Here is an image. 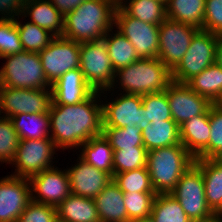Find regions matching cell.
<instances>
[{
    "mask_svg": "<svg viewBox=\"0 0 222 222\" xmlns=\"http://www.w3.org/2000/svg\"><path fill=\"white\" fill-rule=\"evenodd\" d=\"M52 89H27L0 86V107L4 117L16 114L48 113Z\"/></svg>",
    "mask_w": 222,
    "mask_h": 222,
    "instance_id": "obj_13",
    "label": "cell"
},
{
    "mask_svg": "<svg viewBox=\"0 0 222 222\" xmlns=\"http://www.w3.org/2000/svg\"><path fill=\"white\" fill-rule=\"evenodd\" d=\"M73 167L67 169L71 193L82 197L95 198L113 177L94 166L87 164L80 157Z\"/></svg>",
    "mask_w": 222,
    "mask_h": 222,
    "instance_id": "obj_19",
    "label": "cell"
},
{
    "mask_svg": "<svg viewBox=\"0 0 222 222\" xmlns=\"http://www.w3.org/2000/svg\"><path fill=\"white\" fill-rule=\"evenodd\" d=\"M80 70L95 91L111 89L115 70L103 39L80 43Z\"/></svg>",
    "mask_w": 222,
    "mask_h": 222,
    "instance_id": "obj_8",
    "label": "cell"
},
{
    "mask_svg": "<svg viewBox=\"0 0 222 222\" xmlns=\"http://www.w3.org/2000/svg\"><path fill=\"white\" fill-rule=\"evenodd\" d=\"M134 222H155L153 217L150 215V216H147L145 218H142V219H138Z\"/></svg>",
    "mask_w": 222,
    "mask_h": 222,
    "instance_id": "obj_46",
    "label": "cell"
},
{
    "mask_svg": "<svg viewBox=\"0 0 222 222\" xmlns=\"http://www.w3.org/2000/svg\"><path fill=\"white\" fill-rule=\"evenodd\" d=\"M120 97L112 102L102 103L103 127H139L143 131L149 121H146L142 96L120 93ZM108 102V103H107Z\"/></svg>",
    "mask_w": 222,
    "mask_h": 222,
    "instance_id": "obj_14",
    "label": "cell"
},
{
    "mask_svg": "<svg viewBox=\"0 0 222 222\" xmlns=\"http://www.w3.org/2000/svg\"><path fill=\"white\" fill-rule=\"evenodd\" d=\"M142 105L145 109L146 121L150 123L173 120L166 90L143 95Z\"/></svg>",
    "mask_w": 222,
    "mask_h": 222,
    "instance_id": "obj_39",
    "label": "cell"
},
{
    "mask_svg": "<svg viewBox=\"0 0 222 222\" xmlns=\"http://www.w3.org/2000/svg\"><path fill=\"white\" fill-rule=\"evenodd\" d=\"M172 119L179 126L185 121L206 113L213 103L194 92L185 83L172 81L166 88Z\"/></svg>",
    "mask_w": 222,
    "mask_h": 222,
    "instance_id": "obj_16",
    "label": "cell"
},
{
    "mask_svg": "<svg viewBox=\"0 0 222 222\" xmlns=\"http://www.w3.org/2000/svg\"><path fill=\"white\" fill-rule=\"evenodd\" d=\"M6 63L0 69V86L27 89H51L39 53L22 52L1 57Z\"/></svg>",
    "mask_w": 222,
    "mask_h": 222,
    "instance_id": "obj_5",
    "label": "cell"
},
{
    "mask_svg": "<svg viewBox=\"0 0 222 222\" xmlns=\"http://www.w3.org/2000/svg\"><path fill=\"white\" fill-rule=\"evenodd\" d=\"M83 147V148H81ZM80 148V158L87 164L94 166L109 173L113 177V148L104 135H99L91 138L83 143Z\"/></svg>",
    "mask_w": 222,
    "mask_h": 222,
    "instance_id": "obj_27",
    "label": "cell"
},
{
    "mask_svg": "<svg viewBox=\"0 0 222 222\" xmlns=\"http://www.w3.org/2000/svg\"><path fill=\"white\" fill-rule=\"evenodd\" d=\"M141 133V129L137 126L132 128L103 127L102 130V134L109 141L113 150L144 146Z\"/></svg>",
    "mask_w": 222,
    "mask_h": 222,
    "instance_id": "obj_38",
    "label": "cell"
},
{
    "mask_svg": "<svg viewBox=\"0 0 222 222\" xmlns=\"http://www.w3.org/2000/svg\"><path fill=\"white\" fill-rule=\"evenodd\" d=\"M141 135L148 151L180 143V128L173 120L150 123Z\"/></svg>",
    "mask_w": 222,
    "mask_h": 222,
    "instance_id": "obj_26",
    "label": "cell"
},
{
    "mask_svg": "<svg viewBox=\"0 0 222 222\" xmlns=\"http://www.w3.org/2000/svg\"><path fill=\"white\" fill-rule=\"evenodd\" d=\"M117 6L109 0H86L64 17L63 37L75 42L101 40L115 22Z\"/></svg>",
    "mask_w": 222,
    "mask_h": 222,
    "instance_id": "obj_2",
    "label": "cell"
},
{
    "mask_svg": "<svg viewBox=\"0 0 222 222\" xmlns=\"http://www.w3.org/2000/svg\"><path fill=\"white\" fill-rule=\"evenodd\" d=\"M151 216L155 222H193L171 194L155 195Z\"/></svg>",
    "mask_w": 222,
    "mask_h": 222,
    "instance_id": "obj_33",
    "label": "cell"
},
{
    "mask_svg": "<svg viewBox=\"0 0 222 222\" xmlns=\"http://www.w3.org/2000/svg\"><path fill=\"white\" fill-rule=\"evenodd\" d=\"M215 63L222 68V37L218 35Z\"/></svg>",
    "mask_w": 222,
    "mask_h": 222,
    "instance_id": "obj_45",
    "label": "cell"
},
{
    "mask_svg": "<svg viewBox=\"0 0 222 222\" xmlns=\"http://www.w3.org/2000/svg\"><path fill=\"white\" fill-rule=\"evenodd\" d=\"M210 222H222V220L219 217H216L214 220H212Z\"/></svg>",
    "mask_w": 222,
    "mask_h": 222,
    "instance_id": "obj_49",
    "label": "cell"
},
{
    "mask_svg": "<svg viewBox=\"0 0 222 222\" xmlns=\"http://www.w3.org/2000/svg\"><path fill=\"white\" fill-rule=\"evenodd\" d=\"M113 176L147 166L148 150L144 146L113 150Z\"/></svg>",
    "mask_w": 222,
    "mask_h": 222,
    "instance_id": "obj_37",
    "label": "cell"
},
{
    "mask_svg": "<svg viewBox=\"0 0 222 222\" xmlns=\"http://www.w3.org/2000/svg\"><path fill=\"white\" fill-rule=\"evenodd\" d=\"M218 34L199 29L179 64L171 71L172 81L186 83L215 63Z\"/></svg>",
    "mask_w": 222,
    "mask_h": 222,
    "instance_id": "obj_7",
    "label": "cell"
},
{
    "mask_svg": "<svg viewBox=\"0 0 222 222\" xmlns=\"http://www.w3.org/2000/svg\"><path fill=\"white\" fill-rule=\"evenodd\" d=\"M210 140L209 145L195 159L222 158V108L213 104L209 109Z\"/></svg>",
    "mask_w": 222,
    "mask_h": 222,
    "instance_id": "obj_36",
    "label": "cell"
},
{
    "mask_svg": "<svg viewBox=\"0 0 222 222\" xmlns=\"http://www.w3.org/2000/svg\"><path fill=\"white\" fill-rule=\"evenodd\" d=\"M39 56L45 76L52 85L69 70L80 68V43L56 36Z\"/></svg>",
    "mask_w": 222,
    "mask_h": 222,
    "instance_id": "obj_12",
    "label": "cell"
},
{
    "mask_svg": "<svg viewBox=\"0 0 222 222\" xmlns=\"http://www.w3.org/2000/svg\"><path fill=\"white\" fill-rule=\"evenodd\" d=\"M216 104L222 108V96L220 97V99L216 102Z\"/></svg>",
    "mask_w": 222,
    "mask_h": 222,
    "instance_id": "obj_48",
    "label": "cell"
},
{
    "mask_svg": "<svg viewBox=\"0 0 222 222\" xmlns=\"http://www.w3.org/2000/svg\"><path fill=\"white\" fill-rule=\"evenodd\" d=\"M56 210L57 219L66 222H101L93 198L71 193Z\"/></svg>",
    "mask_w": 222,
    "mask_h": 222,
    "instance_id": "obj_24",
    "label": "cell"
},
{
    "mask_svg": "<svg viewBox=\"0 0 222 222\" xmlns=\"http://www.w3.org/2000/svg\"><path fill=\"white\" fill-rule=\"evenodd\" d=\"M203 30L222 33V0H206Z\"/></svg>",
    "mask_w": 222,
    "mask_h": 222,
    "instance_id": "obj_43",
    "label": "cell"
},
{
    "mask_svg": "<svg viewBox=\"0 0 222 222\" xmlns=\"http://www.w3.org/2000/svg\"><path fill=\"white\" fill-rule=\"evenodd\" d=\"M31 201L29 178L9 175L0 179V222H18Z\"/></svg>",
    "mask_w": 222,
    "mask_h": 222,
    "instance_id": "obj_17",
    "label": "cell"
},
{
    "mask_svg": "<svg viewBox=\"0 0 222 222\" xmlns=\"http://www.w3.org/2000/svg\"><path fill=\"white\" fill-rule=\"evenodd\" d=\"M57 149L51 138L20 140L11 163L16 165L12 176L30 178L54 167L51 162Z\"/></svg>",
    "mask_w": 222,
    "mask_h": 222,
    "instance_id": "obj_11",
    "label": "cell"
},
{
    "mask_svg": "<svg viewBox=\"0 0 222 222\" xmlns=\"http://www.w3.org/2000/svg\"><path fill=\"white\" fill-rule=\"evenodd\" d=\"M101 222H129L124 192L112 180L95 198Z\"/></svg>",
    "mask_w": 222,
    "mask_h": 222,
    "instance_id": "obj_23",
    "label": "cell"
},
{
    "mask_svg": "<svg viewBox=\"0 0 222 222\" xmlns=\"http://www.w3.org/2000/svg\"><path fill=\"white\" fill-rule=\"evenodd\" d=\"M155 195L156 193L124 192V204L129 222L151 215Z\"/></svg>",
    "mask_w": 222,
    "mask_h": 222,
    "instance_id": "obj_40",
    "label": "cell"
},
{
    "mask_svg": "<svg viewBox=\"0 0 222 222\" xmlns=\"http://www.w3.org/2000/svg\"><path fill=\"white\" fill-rule=\"evenodd\" d=\"M206 0H168L167 18L203 30Z\"/></svg>",
    "mask_w": 222,
    "mask_h": 222,
    "instance_id": "obj_28",
    "label": "cell"
},
{
    "mask_svg": "<svg viewBox=\"0 0 222 222\" xmlns=\"http://www.w3.org/2000/svg\"><path fill=\"white\" fill-rule=\"evenodd\" d=\"M111 1L112 3H114L116 6H119L121 3H123V1L125 0H109Z\"/></svg>",
    "mask_w": 222,
    "mask_h": 222,
    "instance_id": "obj_47",
    "label": "cell"
},
{
    "mask_svg": "<svg viewBox=\"0 0 222 222\" xmlns=\"http://www.w3.org/2000/svg\"><path fill=\"white\" fill-rule=\"evenodd\" d=\"M51 105H74L88 99L95 90L85 81L80 68L69 70L52 84Z\"/></svg>",
    "mask_w": 222,
    "mask_h": 222,
    "instance_id": "obj_20",
    "label": "cell"
},
{
    "mask_svg": "<svg viewBox=\"0 0 222 222\" xmlns=\"http://www.w3.org/2000/svg\"><path fill=\"white\" fill-rule=\"evenodd\" d=\"M19 136L10 118H0V162L11 164L19 146Z\"/></svg>",
    "mask_w": 222,
    "mask_h": 222,
    "instance_id": "obj_41",
    "label": "cell"
},
{
    "mask_svg": "<svg viewBox=\"0 0 222 222\" xmlns=\"http://www.w3.org/2000/svg\"><path fill=\"white\" fill-rule=\"evenodd\" d=\"M117 82L121 86L117 88H121L126 94L143 96L165 91L172 82V78L171 71L159 58H141L127 67L115 71V78L111 87L113 89H107L101 91V93L105 94V91L106 93L107 91H114V86Z\"/></svg>",
    "mask_w": 222,
    "mask_h": 222,
    "instance_id": "obj_3",
    "label": "cell"
},
{
    "mask_svg": "<svg viewBox=\"0 0 222 222\" xmlns=\"http://www.w3.org/2000/svg\"><path fill=\"white\" fill-rule=\"evenodd\" d=\"M10 119L20 140L50 138V117L48 113H21Z\"/></svg>",
    "mask_w": 222,
    "mask_h": 222,
    "instance_id": "obj_29",
    "label": "cell"
},
{
    "mask_svg": "<svg viewBox=\"0 0 222 222\" xmlns=\"http://www.w3.org/2000/svg\"><path fill=\"white\" fill-rule=\"evenodd\" d=\"M180 143L196 158L208 145L210 140L209 110L190 118L179 126Z\"/></svg>",
    "mask_w": 222,
    "mask_h": 222,
    "instance_id": "obj_22",
    "label": "cell"
},
{
    "mask_svg": "<svg viewBox=\"0 0 222 222\" xmlns=\"http://www.w3.org/2000/svg\"><path fill=\"white\" fill-rule=\"evenodd\" d=\"M195 158L181 144L148 151L147 170L156 194H170Z\"/></svg>",
    "mask_w": 222,
    "mask_h": 222,
    "instance_id": "obj_4",
    "label": "cell"
},
{
    "mask_svg": "<svg viewBox=\"0 0 222 222\" xmlns=\"http://www.w3.org/2000/svg\"><path fill=\"white\" fill-rule=\"evenodd\" d=\"M113 29H109L102 39L105 41L111 64L114 70L117 71L140 58L130 41L118 30L115 31L117 33H113Z\"/></svg>",
    "mask_w": 222,
    "mask_h": 222,
    "instance_id": "obj_31",
    "label": "cell"
},
{
    "mask_svg": "<svg viewBox=\"0 0 222 222\" xmlns=\"http://www.w3.org/2000/svg\"><path fill=\"white\" fill-rule=\"evenodd\" d=\"M156 1H159L161 3H164V4H167L168 0H156Z\"/></svg>",
    "mask_w": 222,
    "mask_h": 222,
    "instance_id": "obj_50",
    "label": "cell"
},
{
    "mask_svg": "<svg viewBox=\"0 0 222 222\" xmlns=\"http://www.w3.org/2000/svg\"><path fill=\"white\" fill-rule=\"evenodd\" d=\"M14 9L15 16H30L31 22L56 36H62L64 16L49 0H6ZM22 15V16H21Z\"/></svg>",
    "mask_w": 222,
    "mask_h": 222,
    "instance_id": "obj_18",
    "label": "cell"
},
{
    "mask_svg": "<svg viewBox=\"0 0 222 222\" xmlns=\"http://www.w3.org/2000/svg\"><path fill=\"white\" fill-rule=\"evenodd\" d=\"M113 181L123 192L155 193L147 167L117 173Z\"/></svg>",
    "mask_w": 222,
    "mask_h": 222,
    "instance_id": "obj_35",
    "label": "cell"
},
{
    "mask_svg": "<svg viewBox=\"0 0 222 222\" xmlns=\"http://www.w3.org/2000/svg\"><path fill=\"white\" fill-rule=\"evenodd\" d=\"M114 26L134 46L140 59L158 58L159 25L138 20L128 15L120 6H117Z\"/></svg>",
    "mask_w": 222,
    "mask_h": 222,
    "instance_id": "obj_9",
    "label": "cell"
},
{
    "mask_svg": "<svg viewBox=\"0 0 222 222\" xmlns=\"http://www.w3.org/2000/svg\"><path fill=\"white\" fill-rule=\"evenodd\" d=\"M194 92L208 98L213 104L222 96V68L213 63L186 83Z\"/></svg>",
    "mask_w": 222,
    "mask_h": 222,
    "instance_id": "obj_30",
    "label": "cell"
},
{
    "mask_svg": "<svg viewBox=\"0 0 222 222\" xmlns=\"http://www.w3.org/2000/svg\"><path fill=\"white\" fill-rule=\"evenodd\" d=\"M16 26L23 50L28 52L39 53L45 49L55 37L49 31L30 22L21 24L16 19Z\"/></svg>",
    "mask_w": 222,
    "mask_h": 222,
    "instance_id": "obj_34",
    "label": "cell"
},
{
    "mask_svg": "<svg viewBox=\"0 0 222 222\" xmlns=\"http://www.w3.org/2000/svg\"><path fill=\"white\" fill-rule=\"evenodd\" d=\"M0 15V58L22 52L15 9L6 0H0Z\"/></svg>",
    "mask_w": 222,
    "mask_h": 222,
    "instance_id": "obj_25",
    "label": "cell"
},
{
    "mask_svg": "<svg viewBox=\"0 0 222 222\" xmlns=\"http://www.w3.org/2000/svg\"><path fill=\"white\" fill-rule=\"evenodd\" d=\"M56 207L31 201L18 218V222H56Z\"/></svg>",
    "mask_w": 222,
    "mask_h": 222,
    "instance_id": "obj_42",
    "label": "cell"
},
{
    "mask_svg": "<svg viewBox=\"0 0 222 222\" xmlns=\"http://www.w3.org/2000/svg\"><path fill=\"white\" fill-rule=\"evenodd\" d=\"M119 6L128 15L150 24L160 25L167 19L166 4L156 0H126Z\"/></svg>",
    "mask_w": 222,
    "mask_h": 222,
    "instance_id": "obj_32",
    "label": "cell"
},
{
    "mask_svg": "<svg viewBox=\"0 0 222 222\" xmlns=\"http://www.w3.org/2000/svg\"><path fill=\"white\" fill-rule=\"evenodd\" d=\"M57 168L51 167L29 178L32 201L57 207L71 194L67 170Z\"/></svg>",
    "mask_w": 222,
    "mask_h": 222,
    "instance_id": "obj_15",
    "label": "cell"
},
{
    "mask_svg": "<svg viewBox=\"0 0 222 222\" xmlns=\"http://www.w3.org/2000/svg\"><path fill=\"white\" fill-rule=\"evenodd\" d=\"M101 91L74 105H50V138L59 149L79 148L93 137L102 135ZM98 103V104H97Z\"/></svg>",
    "mask_w": 222,
    "mask_h": 222,
    "instance_id": "obj_1",
    "label": "cell"
},
{
    "mask_svg": "<svg viewBox=\"0 0 222 222\" xmlns=\"http://www.w3.org/2000/svg\"><path fill=\"white\" fill-rule=\"evenodd\" d=\"M57 10L65 17L86 0H49Z\"/></svg>",
    "mask_w": 222,
    "mask_h": 222,
    "instance_id": "obj_44",
    "label": "cell"
},
{
    "mask_svg": "<svg viewBox=\"0 0 222 222\" xmlns=\"http://www.w3.org/2000/svg\"><path fill=\"white\" fill-rule=\"evenodd\" d=\"M170 194L193 222H210L217 217L207 205L203 174L195 163L183 173Z\"/></svg>",
    "mask_w": 222,
    "mask_h": 222,
    "instance_id": "obj_6",
    "label": "cell"
},
{
    "mask_svg": "<svg viewBox=\"0 0 222 222\" xmlns=\"http://www.w3.org/2000/svg\"><path fill=\"white\" fill-rule=\"evenodd\" d=\"M203 174L208 207L219 217L222 214V159H195Z\"/></svg>",
    "mask_w": 222,
    "mask_h": 222,
    "instance_id": "obj_21",
    "label": "cell"
},
{
    "mask_svg": "<svg viewBox=\"0 0 222 222\" xmlns=\"http://www.w3.org/2000/svg\"><path fill=\"white\" fill-rule=\"evenodd\" d=\"M199 29L167 18L159 25V60L172 71L188 50Z\"/></svg>",
    "mask_w": 222,
    "mask_h": 222,
    "instance_id": "obj_10",
    "label": "cell"
},
{
    "mask_svg": "<svg viewBox=\"0 0 222 222\" xmlns=\"http://www.w3.org/2000/svg\"><path fill=\"white\" fill-rule=\"evenodd\" d=\"M56 222H66V221H63V220L57 219Z\"/></svg>",
    "mask_w": 222,
    "mask_h": 222,
    "instance_id": "obj_51",
    "label": "cell"
}]
</instances>
